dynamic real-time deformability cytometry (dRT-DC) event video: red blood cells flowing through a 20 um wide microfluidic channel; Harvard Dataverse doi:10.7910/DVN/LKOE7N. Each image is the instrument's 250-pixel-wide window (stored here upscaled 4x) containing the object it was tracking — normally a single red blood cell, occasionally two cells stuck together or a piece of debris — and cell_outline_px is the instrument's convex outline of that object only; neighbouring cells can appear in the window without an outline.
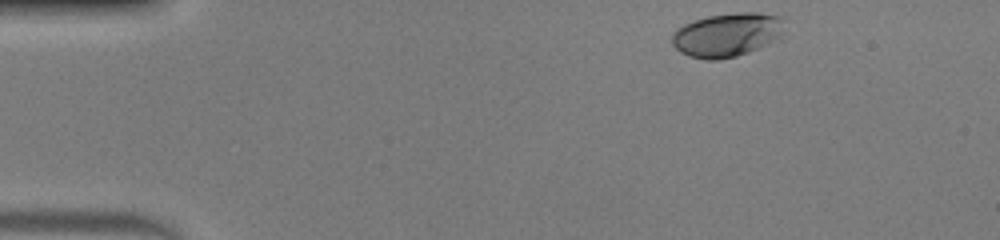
{"species": "human", "species_latin": "Homo sapiens", "temperature_condition": "warm", "stored_images_in_passage": 45, "camera_frame_rate_fps": 3000, "um_per_image_px": 0.085, "donor": {"sex": "male"}, "frame": {"image": 1, "passage_image": 1, "time_ms": 0.0, "image_size_px": [1000, 240], "cell_outline_px": [[784, 36], [760, 48], [736, 56], [716, 60], [708, 60], [688, 56], [680, 52], [672, 44], [672, 32], [676, 28], [692, 20], [708, 16], [736, 12], [756, 12], [780, 16]], "centroid_in_image_um": [61.78, 2.96], "position_along_channel_um": 23.2, "area_um2": 28.96}}
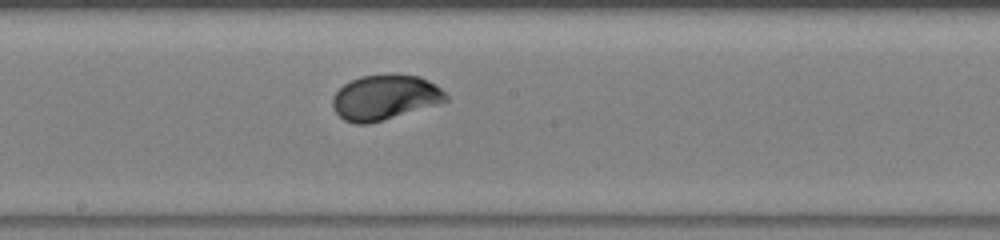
{"frame": {"image": 2, "passage_image": 22, "time_ms": 7.0, "image_size_px": [1000, 240], "cell_outline_px": [[448, 100], [436, 104], [368, 124], [356, 124], [344, 120], [336, 112], [332, 104], [332, 96], [344, 84], [360, 76], [388, 72], [420, 76], [436, 84], [448, 96]], "centroid_in_image_um": [32.7, 8.24], "position_along_channel_um": 215.5, "area_um2": 29.82}}
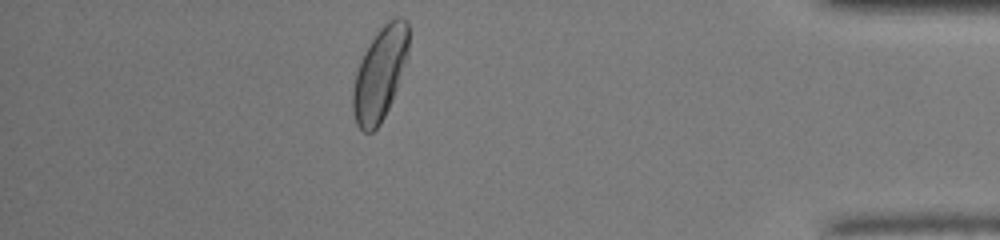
{"frame": {"image": 3, "passage_image": 39, "time_ms": 12.667, "image_size_px": [1000, 240], "cell_outline_px": [[408, 56], [392, 100], [380, 124], [372, 132], [364, 132], [356, 124], [352, 112], [352, 88], [356, 72], [364, 52], [376, 32], [388, 20], [396, 16], [400, 16], [408, 20]], "centroid_in_image_um": [32.28, 6.25], "position_along_channel_um": 402.9, "area_um2": 30.23}, "authors_computed_cell_mechanics": {"area_um2": 29.0156, "velocity_mm_per_s": 4.0392, "shape_relaxation_time_tau1_ms": 1.9988, "shape_relaxation_time_tau2_ms": null, "deformation_change_tau1": 0.1285, "deformation_change_tau2": null}}